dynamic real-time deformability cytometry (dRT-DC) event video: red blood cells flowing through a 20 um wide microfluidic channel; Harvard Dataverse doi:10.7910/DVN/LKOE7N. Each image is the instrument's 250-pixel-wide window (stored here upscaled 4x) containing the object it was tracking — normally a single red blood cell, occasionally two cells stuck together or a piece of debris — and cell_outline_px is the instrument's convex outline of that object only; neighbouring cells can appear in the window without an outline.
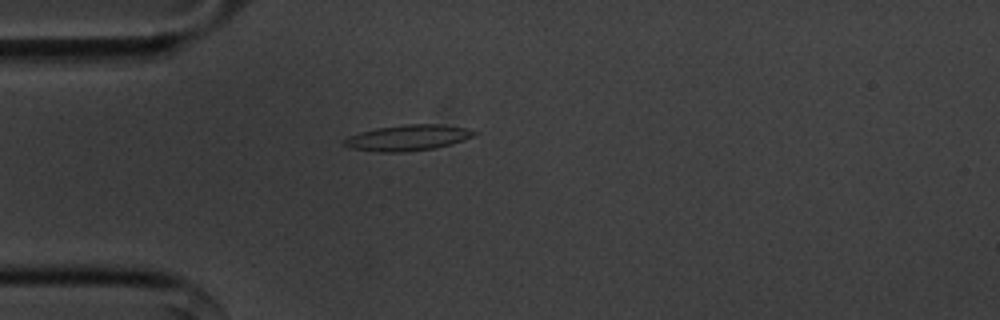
{"species": "common noctule bat (a hibernating species)", "species_latin": "Nyctalus noctula", "temperature_condition": "cold", "stored_images_in_passage": 34, "camera_frame_rate_fps": 3000, "um_per_image_px": 0.085, "animal": {"sex": "male", "body_mass_g": 20.1, "forearm_length_mm": 53.5}, "frame": {"image": 1, "passage_image": 2, "time_ms": 0.333, "image_size_px": [1000, 320], "cell_outline_px": [[480, 132], [464, 140], [452, 144], [436, 148], [404, 152], [380, 152], [352, 148], [340, 144], [348, 136], [360, 132], [376, 128], [404, 124], [440, 124], [464, 128]], "centroid_in_image_um": [34.65, 11.71], "position_along_channel_um": 50.3, "area_um2": 19.59}}
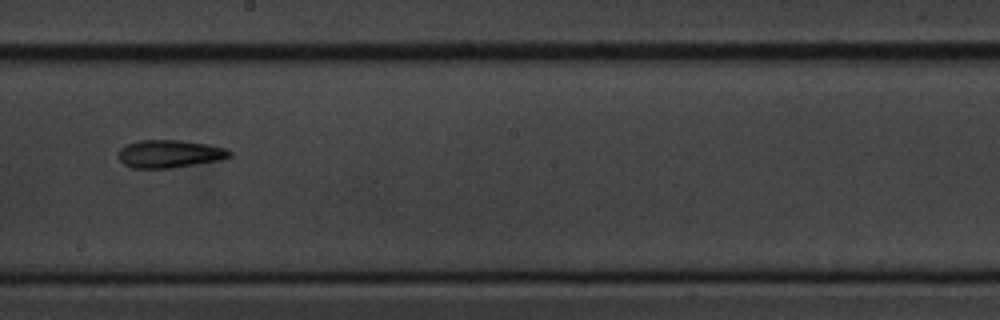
{"frame": {"image": 2, "passage_image": 18, "time_ms": 5.667, "image_size_px": [1000, 320], "cell_outline_px": [[232, 156], [220, 160], [172, 168], [132, 168], [124, 164], [116, 156], [120, 148], [128, 144], [140, 140], [180, 140], [208, 144], [224, 148], [232, 152]], "centroid_in_image_um": [14.4, 13.08], "position_along_channel_um": 233.8, "area_um2": 18.09}}
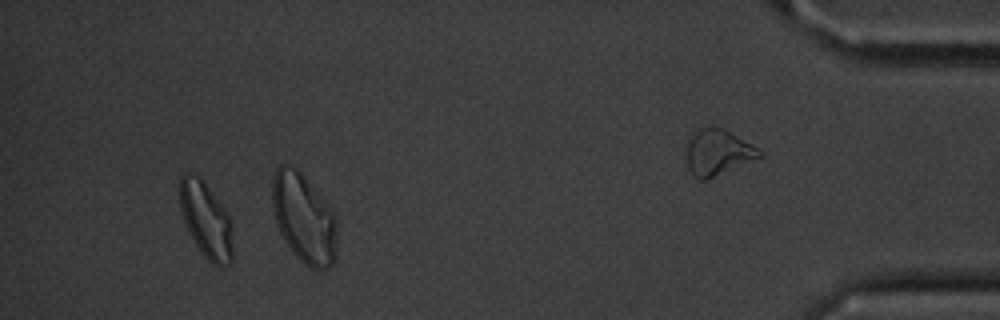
{"frame": {"image": 3, "passage_image": 30, "time_ms": 9.667, "image_size_px": [1000, 320], "cell_outline_px": [[232, 264], [224, 268], [216, 268], [200, 252], [188, 232], [180, 208], [180, 176], [184, 172], [188, 172], [200, 176], [220, 204], [228, 216], [232, 228]], "centroid_in_image_um": [17.51, 18.76], "position_along_channel_um": 417.7, "area_um2": 23.52}, "authors_computed_cell_mechanics": {"area_um2": 17.8313, "velocity_mm_per_s": 3.6122, "shape_relaxation_time_tau1_ms": 3.5141, "shape_relaxation_time_tau2_ms": null, "deformation_change_tau1": 0.149, "deformation_change_tau2": null}}